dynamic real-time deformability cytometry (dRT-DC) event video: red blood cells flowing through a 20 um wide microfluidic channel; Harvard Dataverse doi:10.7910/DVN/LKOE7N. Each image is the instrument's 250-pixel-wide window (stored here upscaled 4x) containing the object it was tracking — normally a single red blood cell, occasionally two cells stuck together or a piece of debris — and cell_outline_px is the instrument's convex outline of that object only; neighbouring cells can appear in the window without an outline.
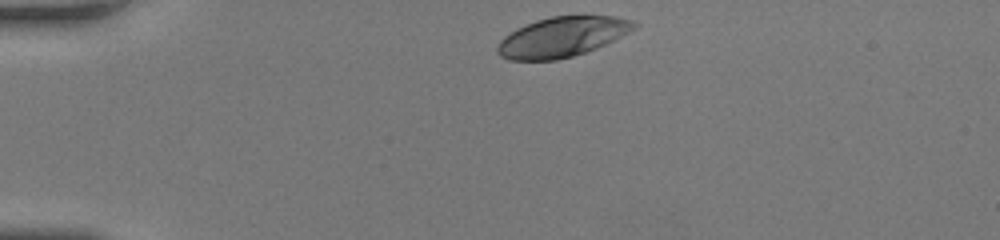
{"species": "human", "species_latin": "Homo sapiens", "temperature_condition": "room temperature", "stored_images_in_passage": 31, "camera_frame_rate_fps": 3000, "um_per_image_px": 0.085, "donor": {"sex": "female"}, "frame": {"image": 1, "passage_image": 1, "time_ms": 0.0, "image_size_px": [1000, 240], "cell_outline_px": [[636, 28], [596, 48], [572, 56], [556, 60], [508, 60], [500, 56], [496, 52], [496, 48], [500, 40], [504, 36], [516, 28], [536, 20], [552, 16], [616, 16], [632, 20], [636, 24]], "centroid_in_image_um": [47.72, 3.14], "position_along_channel_um": 37.3, "area_um2": 31.62}}
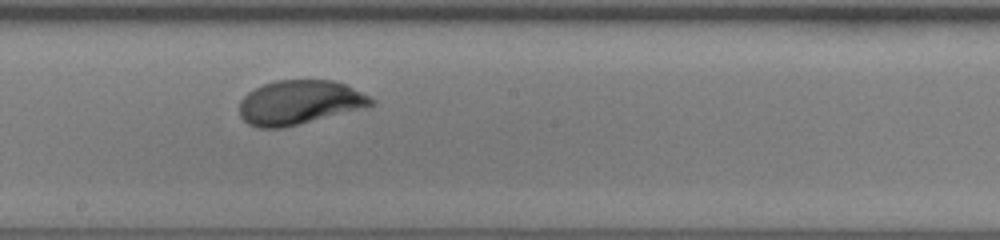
{"frame": {"image": 2, "passage_image": 18, "time_ms": 5.667, "image_size_px": [1000, 240], "cell_outline_px": [[376, 100], [372, 104], [364, 108], [280, 128], [260, 128], [248, 124], [240, 116], [240, 100], [248, 92], [264, 84], [276, 80], [332, 80], [348, 84]], "centroid_in_image_um": [25.46, 8.69], "position_along_channel_um": 222.7, "area_um2": 33.76}}
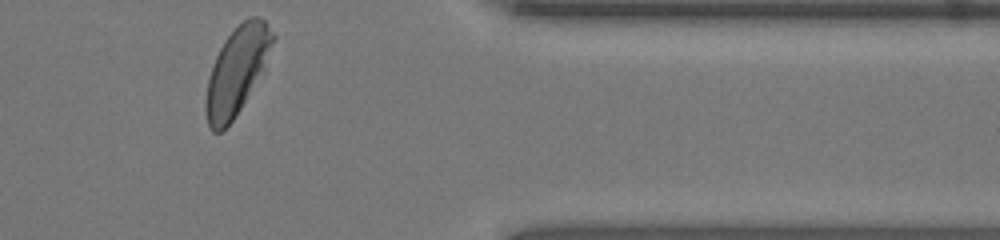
{"frame": {"image": 3, "passage_image": 31, "time_ms": 10.0, "image_size_px": [1000, 240], "cell_outline_px": [[276, 36], [264, 72], [232, 120], [220, 132], [212, 132], [208, 128], [204, 108], [204, 100], [208, 76], [212, 64], [224, 40], [248, 16], [260, 16], [264, 20]], "centroid_in_image_um": [20.13, 6.02], "position_along_channel_um": 391.3, "area_um2": 34.33}, "authors_computed_cell_mechanics": {"area_um2": 33.9286, "velocity_mm_per_s": 4.2453, "shape_relaxation_time_tau1_ms": 2.4014, "shape_relaxation_time_tau2_ms": null, "deformation_change_tau1": 0.1525, "deformation_change_tau2": null}}